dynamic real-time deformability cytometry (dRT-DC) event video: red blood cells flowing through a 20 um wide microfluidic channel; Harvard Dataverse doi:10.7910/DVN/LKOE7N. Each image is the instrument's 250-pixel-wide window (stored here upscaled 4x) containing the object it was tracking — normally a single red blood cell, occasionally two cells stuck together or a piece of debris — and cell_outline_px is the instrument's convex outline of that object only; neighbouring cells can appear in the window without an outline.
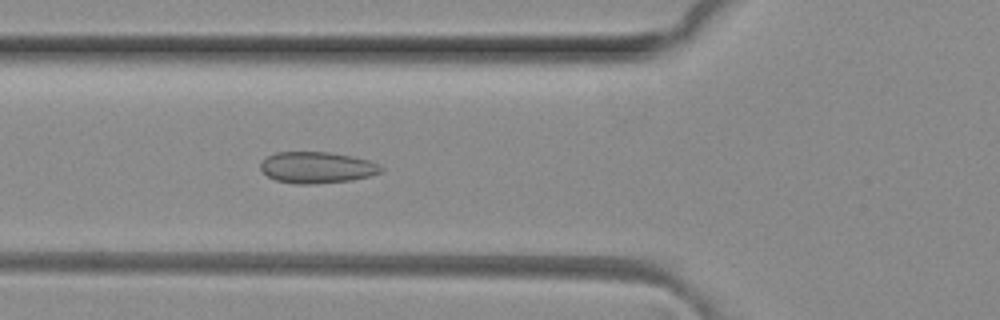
{"species": "common noctule bat (a hibernating species)", "species_latin": "Nyctalus noctula", "temperature_condition": "room temperature", "stored_images_in_passage": 6, "camera_frame_rate_fps": 3000, "um_per_image_px": 0.085, "animal": {"sex": "female", "body_mass_g": 29.2, "forearm_length_mm": 56.3}, "frame": {"image": 1, "passage_image": 6, "time_ms": 1.667, "image_size_px": [1000, 320], "cell_outline_px": [[384, 168], [380, 172], [368, 176], [352, 180], [312, 184], [296, 184], [276, 180], [268, 176], [260, 168], [260, 164], [268, 156], [276, 152], [328, 152], [352, 156], [368, 160], [380, 164]], "centroid_in_image_um": [26.95, 14.23], "position_along_channel_um": 98.8, "area_um2": 21.91}}